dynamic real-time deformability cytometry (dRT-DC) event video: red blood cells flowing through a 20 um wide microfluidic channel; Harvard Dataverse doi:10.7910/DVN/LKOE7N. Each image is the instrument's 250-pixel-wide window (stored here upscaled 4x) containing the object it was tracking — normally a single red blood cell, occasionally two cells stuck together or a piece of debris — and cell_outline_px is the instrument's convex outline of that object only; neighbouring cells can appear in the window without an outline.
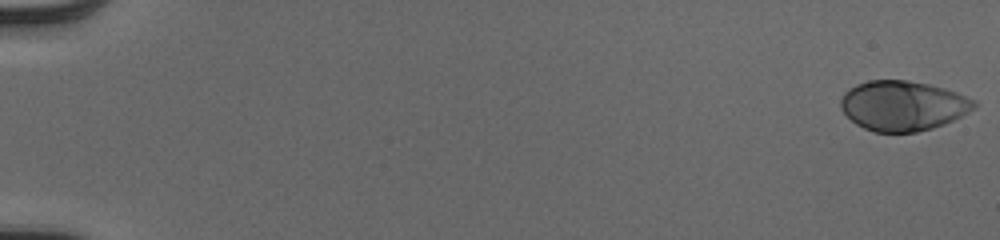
{"species": "human", "species_latin": "Homo sapiens", "temperature_condition": "cold", "stored_images_in_passage": 52, "camera_frame_rate_fps": 3000, "um_per_image_px": 0.085, "donor": {"sex": "male"}, "frame": {"image": 1, "passage_image": 1, "time_ms": 0.0, "image_size_px": [1000, 240], "cell_outline_px": [[976, 108], [944, 124], [932, 128], [916, 132], [872, 132], [856, 124], [840, 108], [840, 100], [844, 92], [848, 88], [856, 84], [868, 80], [908, 80], [928, 84], [944, 88], [956, 92], [976, 100]], "centroid_in_image_um": [76.73, 8.98], "position_along_channel_um": 8.3, "area_um2": 38.9}}
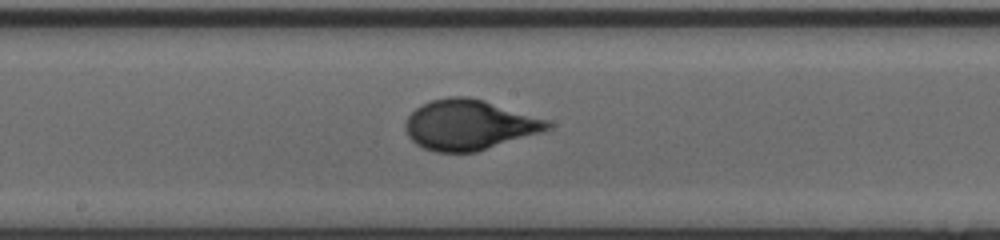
{"frame": {"image": 2, "passage_image": 30, "time_ms": 9.667, "image_size_px": [1000, 240], "cell_outline_px": [[552, 128], [540, 132], [476, 152], [436, 152], [424, 148], [416, 144], [408, 136], [404, 128], [404, 124], [408, 116], [416, 108], [432, 100], [448, 96], [468, 96], [484, 100], [548, 120], [552, 124]], "centroid_in_image_um": [39.85, 10.61], "position_along_channel_um": 208.3, "area_um2": 41.33}}
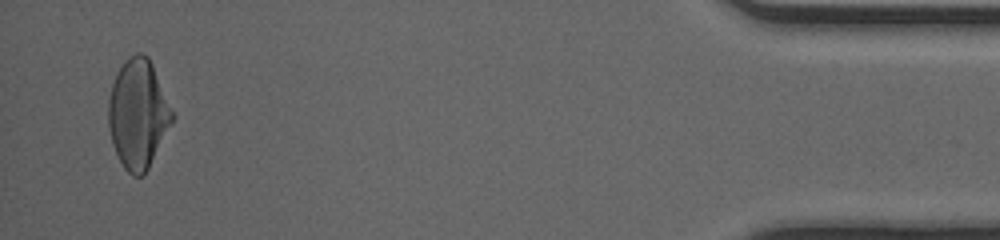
{"frame": {"image": 3, "passage_image": 51, "time_ms": 16.667, "image_size_px": [1000, 240], "cell_outline_px": [[176, 116], [144, 176], [132, 176], [124, 168], [112, 144], [108, 128], [108, 100], [112, 84], [120, 68], [136, 52], [140, 52], [148, 56], [152, 64]], "centroid_in_image_um": [11.75, 9.72], "position_along_channel_um": 423.5, "area_um2": 40.46}, "authors_computed_cell_mechanics": {"area_um2": 39.6219, "velocity_mm_per_s": 4.0769, "shape_relaxation_time_tau1_ms": 4.7165, "shape_relaxation_time_tau2_ms": null, "deformation_change_tau1": 0.2021, "deformation_change_tau2": null}}